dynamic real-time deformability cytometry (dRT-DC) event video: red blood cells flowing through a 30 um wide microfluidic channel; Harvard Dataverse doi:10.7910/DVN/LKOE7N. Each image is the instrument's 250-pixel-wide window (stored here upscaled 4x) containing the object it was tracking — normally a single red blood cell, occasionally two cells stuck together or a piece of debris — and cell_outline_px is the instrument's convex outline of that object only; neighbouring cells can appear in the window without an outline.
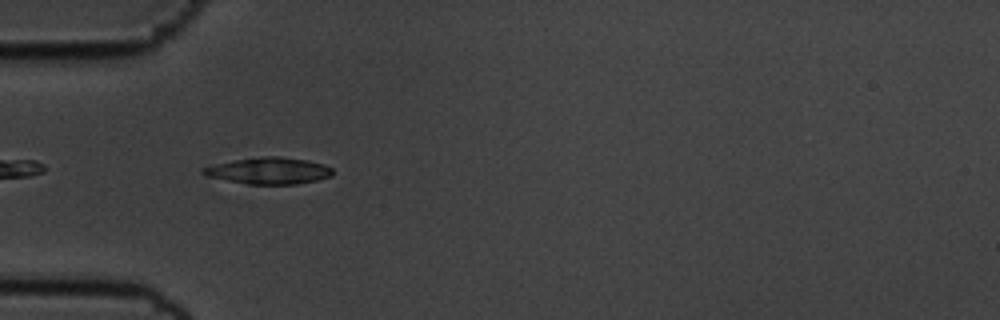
{"species": "common noctule bat (a hibernating species)", "species_latin": "Nyctalus noctula", "temperature_condition": "cold", "stored_images_in_passage": 8, "camera_frame_rate_fps": 3000, "um_per_image_px": 0.085, "animal": {"sex": "male", "body_mass_g": 19.5, "forearm_length_mm": 54.6}, "frame": {"image": 1, "passage_image": 3, "time_ms": 0.667, "image_size_px": [1000, 320], "cell_outline_px": [[332, 176], [316, 180], [296, 184], [248, 184], [204, 176], [200, 172], [200, 168], [232, 160], [260, 156], [280, 156], [308, 160], [324, 164], [332, 168]], "centroid_in_image_um": [22.81, 14.5], "position_along_channel_um": 62.2, "area_um2": 20.23}}
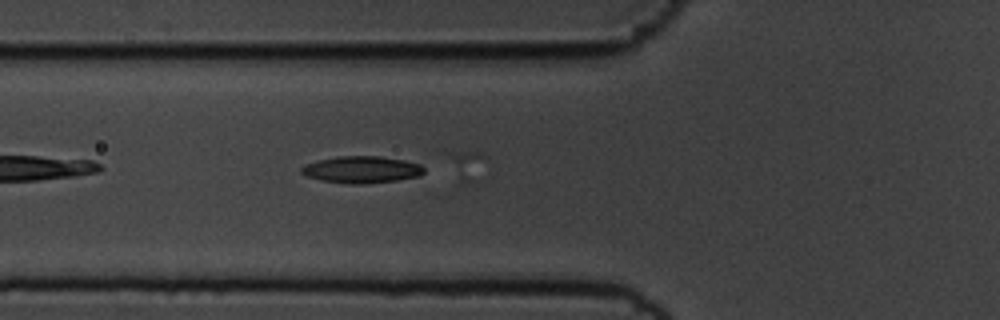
{"frame": {"image": 2, "passage_image": 6, "time_ms": 1.667, "image_size_px": [1000, 320], "cell_outline_px": [[424, 172], [420, 176], [396, 180], [364, 184], [352, 184], [320, 180], [308, 176], [300, 172], [300, 168], [304, 164], [316, 160], [336, 156], [380, 156], [404, 160], [420, 164], [424, 168]], "centroid_in_image_um": [30.72, 14.41], "position_along_channel_um": 95.1, "area_um2": 19.31}}